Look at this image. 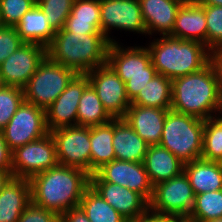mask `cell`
<instances>
[{
	"label": "cell",
	"mask_w": 222,
	"mask_h": 222,
	"mask_svg": "<svg viewBox=\"0 0 222 222\" xmlns=\"http://www.w3.org/2000/svg\"><path fill=\"white\" fill-rule=\"evenodd\" d=\"M48 133L45 110L25 101L2 130L4 140L11 151Z\"/></svg>",
	"instance_id": "9c48e42d"
},
{
	"label": "cell",
	"mask_w": 222,
	"mask_h": 222,
	"mask_svg": "<svg viewBox=\"0 0 222 222\" xmlns=\"http://www.w3.org/2000/svg\"><path fill=\"white\" fill-rule=\"evenodd\" d=\"M113 118L104 109L96 91L89 84L83 91L77 109V126L92 127L110 122Z\"/></svg>",
	"instance_id": "83f0119b"
},
{
	"label": "cell",
	"mask_w": 222,
	"mask_h": 222,
	"mask_svg": "<svg viewBox=\"0 0 222 222\" xmlns=\"http://www.w3.org/2000/svg\"><path fill=\"white\" fill-rule=\"evenodd\" d=\"M194 194L222 189V162L197 159L184 164Z\"/></svg>",
	"instance_id": "cb8c5ba5"
},
{
	"label": "cell",
	"mask_w": 222,
	"mask_h": 222,
	"mask_svg": "<svg viewBox=\"0 0 222 222\" xmlns=\"http://www.w3.org/2000/svg\"><path fill=\"white\" fill-rule=\"evenodd\" d=\"M63 28L67 32L79 33V35L103 34L101 32L100 19L67 17Z\"/></svg>",
	"instance_id": "8d00e7d4"
},
{
	"label": "cell",
	"mask_w": 222,
	"mask_h": 222,
	"mask_svg": "<svg viewBox=\"0 0 222 222\" xmlns=\"http://www.w3.org/2000/svg\"><path fill=\"white\" fill-rule=\"evenodd\" d=\"M30 203L29 179L12 177L0 191V222H17Z\"/></svg>",
	"instance_id": "44dd1931"
},
{
	"label": "cell",
	"mask_w": 222,
	"mask_h": 222,
	"mask_svg": "<svg viewBox=\"0 0 222 222\" xmlns=\"http://www.w3.org/2000/svg\"><path fill=\"white\" fill-rule=\"evenodd\" d=\"M79 206L86 213L90 222H129L91 186L85 190Z\"/></svg>",
	"instance_id": "f1b7e54d"
},
{
	"label": "cell",
	"mask_w": 222,
	"mask_h": 222,
	"mask_svg": "<svg viewBox=\"0 0 222 222\" xmlns=\"http://www.w3.org/2000/svg\"><path fill=\"white\" fill-rule=\"evenodd\" d=\"M222 217V189L196 194L190 222H208Z\"/></svg>",
	"instance_id": "f546056e"
},
{
	"label": "cell",
	"mask_w": 222,
	"mask_h": 222,
	"mask_svg": "<svg viewBox=\"0 0 222 222\" xmlns=\"http://www.w3.org/2000/svg\"><path fill=\"white\" fill-rule=\"evenodd\" d=\"M135 222H187L186 218L182 217H163L148 213Z\"/></svg>",
	"instance_id": "7bdbcfd3"
},
{
	"label": "cell",
	"mask_w": 222,
	"mask_h": 222,
	"mask_svg": "<svg viewBox=\"0 0 222 222\" xmlns=\"http://www.w3.org/2000/svg\"><path fill=\"white\" fill-rule=\"evenodd\" d=\"M213 62L219 77V90H222V48L211 52Z\"/></svg>",
	"instance_id": "ee69618b"
},
{
	"label": "cell",
	"mask_w": 222,
	"mask_h": 222,
	"mask_svg": "<svg viewBox=\"0 0 222 222\" xmlns=\"http://www.w3.org/2000/svg\"><path fill=\"white\" fill-rule=\"evenodd\" d=\"M123 47L119 42L110 43L107 63L124 83L130 80V76L157 74L147 47Z\"/></svg>",
	"instance_id": "2e32d148"
},
{
	"label": "cell",
	"mask_w": 222,
	"mask_h": 222,
	"mask_svg": "<svg viewBox=\"0 0 222 222\" xmlns=\"http://www.w3.org/2000/svg\"><path fill=\"white\" fill-rule=\"evenodd\" d=\"M7 86L4 77L2 76V74L0 73V89H3Z\"/></svg>",
	"instance_id": "681fc988"
},
{
	"label": "cell",
	"mask_w": 222,
	"mask_h": 222,
	"mask_svg": "<svg viewBox=\"0 0 222 222\" xmlns=\"http://www.w3.org/2000/svg\"><path fill=\"white\" fill-rule=\"evenodd\" d=\"M60 222H90L83 209L78 206L67 210L60 216Z\"/></svg>",
	"instance_id": "60d3db41"
},
{
	"label": "cell",
	"mask_w": 222,
	"mask_h": 222,
	"mask_svg": "<svg viewBox=\"0 0 222 222\" xmlns=\"http://www.w3.org/2000/svg\"><path fill=\"white\" fill-rule=\"evenodd\" d=\"M58 164L56 144L50 132L12 151L13 177L30 180Z\"/></svg>",
	"instance_id": "ba28073f"
},
{
	"label": "cell",
	"mask_w": 222,
	"mask_h": 222,
	"mask_svg": "<svg viewBox=\"0 0 222 222\" xmlns=\"http://www.w3.org/2000/svg\"><path fill=\"white\" fill-rule=\"evenodd\" d=\"M207 22V48L212 52L222 48V6L201 5Z\"/></svg>",
	"instance_id": "836d02e7"
},
{
	"label": "cell",
	"mask_w": 222,
	"mask_h": 222,
	"mask_svg": "<svg viewBox=\"0 0 222 222\" xmlns=\"http://www.w3.org/2000/svg\"><path fill=\"white\" fill-rule=\"evenodd\" d=\"M17 222H60V216L54 211L38 207L31 202L21 213Z\"/></svg>",
	"instance_id": "74e56055"
},
{
	"label": "cell",
	"mask_w": 222,
	"mask_h": 222,
	"mask_svg": "<svg viewBox=\"0 0 222 222\" xmlns=\"http://www.w3.org/2000/svg\"><path fill=\"white\" fill-rule=\"evenodd\" d=\"M68 17L100 19V0H75Z\"/></svg>",
	"instance_id": "f35d334b"
},
{
	"label": "cell",
	"mask_w": 222,
	"mask_h": 222,
	"mask_svg": "<svg viewBox=\"0 0 222 222\" xmlns=\"http://www.w3.org/2000/svg\"><path fill=\"white\" fill-rule=\"evenodd\" d=\"M0 169H12V151L6 144L0 131Z\"/></svg>",
	"instance_id": "b9f144b4"
},
{
	"label": "cell",
	"mask_w": 222,
	"mask_h": 222,
	"mask_svg": "<svg viewBox=\"0 0 222 222\" xmlns=\"http://www.w3.org/2000/svg\"><path fill=\"white\" fill-rule=\"evenodd\" d=\"M171 37L197 41L207 47V22L204 8L196 3L183 4L179 8Z\"/></svg>",
	"instance_id": "ffe728a7"
},
{
	"label": "cell",
	"mask_w": 222,
	"mask_h": 222,
	"mask_svg": "<svg viewBox=\"0 0 222 222\" xmlns=\"http://www.w3.org/2000/svg\"><path fill=\"white\" fill-rule=\"evenodd\" d=\"M148 35L169 36L181 3L175 0H138Z\"/></svg>",
	"instance_id": "d6986e66"
},
{
	"label": "cell",
	"mask_w": 222,
	"mask_h": 222,
	"mask_svg": "<svg viewBox=\"0 0 222 222\" xmlns=\"http://www.w3.org/2000/svg\"><path fill=\"white\" fill-rule=\"evenodd\" d=\"M154 76L155 75L130 76V80L125 83L126 93L129 100L132 101Z\"/></svg>",
	"instance_id": "ab89813d"
},
{
	"label": "cell",
	"mask_w": 222,
	"mask_h": 222,
	"mask_svg": "<svg viewBox=\"0 0 222 222\" xmlns=\"http://www.w3.org/2000/svg\"><path fill=\"white\" fill-rule=\"evenodd\" d=\"M114 136V118L103 125L90 127V175L102 165L116 159L112 140Z\"/></svg>",
	"instance_id": "484cf974"
},
{
	"label": "cell",
	"mask_w": 222,
	"mask_h": 222,
	"mask_svg": "<svg viewBox=\"0 0 222 222\" xmlns=\"http://www.w3.org/2000/svg\"><path fill=\"white\" fill-rule=\"evenodd\" d=\"M46 56V47L25 42L0 65L7 86L23 89Z\"/></svg>",
	"instance_id": "5bb4252c"
},
{
	"label": "cell",
	"mask_w": 222,
	"mask_h": 222,
	"mask_svg": "<svg viewBox=\"0 0 222 222\" xmlns=\"http://www.w3.org/2000/svg\"><path fill=\"white\" fill-rule=\"evenodd\" d=\"M89 85L86 74H77L67 88L45 109L48 131L77 126V109L84 89Z\"/></svg>",
	"instance_id": "9a60e30c"
},
{
	"label": "cell",
	"mask_w": 222,
	"mask_h": 222,
	"mask_svg": "<svg viewBox=\"0 0 222 222\" xmlns=\"http://www.w3.org/2000/svg\"><path fill=\"white\" fill-rule=\"evenodd\" d=\"M168 109L130 105L124 120L150 145L160 144Z\"/></svg>",
	"instance_id": "ac0fdd59"
},
{
	"label": "cell",
	"mask_w": 222,
	"mask_h": 222,
	"mask_svg": "<svg viewBox=\"0 0 222 222\" xmlns=\"http://www.w3.org/2000/svg\"><path fill=\"white\" fill-rule=\"evenodd\" d=\"M90 186L128 221L149 213V202L136 191L105 181H90Z\"/></svg>",
	"instance_id": "e0dca14e"
},
{
	"label": "cell",
	"mask_w": 222,
	"mask_h": 222,
	"mask_svg": "<svg viewBox=\"0 0 222 222\" xmlns=\"http://www.w3.org/2000/svg\"><path fill=\"white\" fill-rule=\"evenodd\" d=\"M175 1L181 3L182 5L183 4H193V3L197 2V0H175Z\"/></svg>",
	"instance_id": "c3c4849f"
},
{
	"label": "cell",
	"mask_w": 222,
	"mask_h": 222,
	"mask_svg": "<svg viewBox=\"0 0 222 222\" xmlns=\"http://www.w3.org/2000/svg\"><path fill=\"white\" fill-rule=\"evenodd\" d=\"M205 120L168 110L160 145L184 164L200 159L203 149Z\"/></svg>",
	"instance_id": "5b68a950"
},
{
	"label": "cell",
	"mask_w": 222,
	"mask_h": 222,
	"mask_svg": "<svg viewBox=\"0 0 222 222\" xmlns=\"http://www.w3.org/2000/svg\"><path fill=\"white\" fill-rule=\"evenodd\" d=\"M202 159L222 162V118L205 120Z\"/></svg>",
	"instance_id": "4dcf8cb0"
},
{
	"label": "cell",
	"mask_w": 222,
	"mask_h": 222,
	"mask_svg": "<svg viewBox=\"0 0 222 222\" xmlns=\"http://www.w3.org/2000/svg\"><path fill=\"white\" fill-rule=\"evenodd\" d=\"M29 181L31 202L61 216L80 205L85 190L90 186V174L80 168L58 164Z\"/></svg>",
	"instance_id": "6da1fadb"
},
{
	"label": "cell",
	"mask_w": 222,
	"mask_h": 222,
	"mask_svg": "<svg viewBox=\"0 0 222 222\" xmlns=\"http://www.w3.org/2000/svg\"><path fill=\"white\" fill-rule=\"evenodd\" d=\"M171 89L172 80L157 73L131 101V105L170 110L172 104Z\"/></svg>",
	"instance_id": "4316f807"
},
{
	"label": "cell",
	"mask_w": 222,
	"mask_h": 222,
	"mask_svg": "<svg viewBox=\"0 0 222 222\" xmlns=\"http://www.w3.org/2000/svg\"><path fill=\"white\" fill-rule=\"evenodd\" d=\"M24 43L15 27L0 25V65Z\"/></svg>",
	"instance_id": "d590c367"
},
{
	"label": "cell",
	"mask_w": 222,
	"mask_h": 222,
	"mask_svg": "<svg viewBox=\"0 0 222 222\" xmlns=\"http://www.w3.org/2000/svg\"><path fill=\"white\" fill-rule=\"evenodd\" d=\"M109 44L104 34L79 35L62 28L47 47V56L77 74H87L107 63Z\"/></svg>",
	"instance_id": "3957f363"
},
{
	"label": "cell",
	"mask_w": 222,
	"mask_h": 222,
	"mask_svg": "<svg viewBox=\"0 0 222 222\" xmlns=\"http://www.w3.org/2000/svg\"><path fill=\"white\" fill-rule=\"evenodd\" d=\"M60 165L80 168L90 174V127L70 126L50 131Z\"/></svg>",
	"instance_id": "30bf717a"
},
{
	"label": "cell",
	"mask_w": 222,
	"mask_h": 222,
	"mask_svg": "<svg viewBox=\"0 0 222 222\" xmlns=\"http://www.w3.org/2000/svg\"><path fill=\"white\" fill-rule=\"evenodd\" d=\"M195 194L188 176L180 175L153 187L149 213L163 217L188 218L194 208Z\"/></svg>",
	"instance_id": "52a82bcc"
},
{
	"label": "cell",
	"mask_w": 222,
	"mask_h": 222,
	"mask_svg": "<svg viewBox=\"0 0 222 222\" xmlns=\"http://www.w3.org/2000/svg\"><path fill=\"white\" fill-rule=\"evenodd\" d=\"M147 48L157 73L171 80L199 71L211 61V51L197 41L161 36Z\"/></svg>",
	"instance_id": "277c9868"
},
{
	"label": "cell",
	"mask_w": 222,
	"mask_h": 222,
	"mask_svg": "<svg viewBox=\"0 0 222 222\" xmlns=\"http://www.w3.org/2000/svg\"><path fill=\"white\" fill-rule=\"evenodd\" d=\"M208 222H222V217L208 221Z\"/></svg>",
	"instance_id": "f907efd6"
},
{
	"label": "cell",
	"mask_w": 222,
	"mask_h": 222,
	"mask_svg": "<svg viewBox=\"0 0 222 222\" xmlns=\"http://www.w3.org/2000/svg\"><path fill=\"white\" fill-rule=\"evenodd\" d=\"M171 93L172 110L202 120L216 117L220 90L213 62L210 61L199 71L173 79Z\"/></svg>",
	"instance_id": "7a4b0ae2"
},
{
	"label": "cell",
	"mask_w": 222,
	"mask_h": 222,
	"mask_svg": "<svg viewBox=\"0 0 222 222\" xmlns=\"http://www.w3.org/2000/svg\"><path fill=\"white\" fill-rule=\"evenodd\" d=\"M116 160L144 162L148 144L124 118H114V136L112 140Z\"/></svg>",
	"instance_id": "603a6c76"
},
{
	"label": "cell",
	"mask_w": 222,
	"mask_h": 222,
	"mask_svg": "<svg viewBox=\"0 0 222 222\" xmlns=\"http://www.w3.org/2000/svg\"><path fill=\"white\" fill-rule=\"evenodd\" d=\"M75 0H36V4L46 15L50 26L55 30L64 27L67 17L71 13Z\"/></svg>",
	"instance_id": "1f68e13d"
},
{
	"label": "cell",
	"mask_w": 222,
	"mask_h": 222,
	"mask_svg": "<svg viewBox=\"0 0 222 222\" xmlns=\"http://www.w3.org/2000/svg\"><path fill=\"white\" fill-rule=\"evenodd\" d=\"M76 75L46 56L23 88L25 102L47 109Z\"/></svg>",
	"instance_id": "8992f818"
},
{
	"label": "cell",
	"mask_w": 222,
	"mask_h": 222,
	"mask_svg": "<svg viewBox=\"0 0 222 222\" xmlns=\"http://www.w3.org/2000/svg\"><path fill=\"white\" fill-rule=\"evenodd\" d=\"M90 181L119 184L141 194L148 202L153 196V186L143 162L113 160L102 165L90 175Z\"/></svg>",
	"instance_id": "7c38bea8"
},
{
	"label": "cell",
	"mask_w": 222,
	"mask_h": 222,
	"mask_svg": "<svg viewBox=\"0 0 222 222\" xmlns=\"http://www.w3.org/2000/svg\"><path fill=\"white\" fill-rule=\"evenodd\" d=\"M218 113H219V115H218ZM216 117L222 118V90H220L219 109H218Z\"/></svg>",
	"instance_id": "7dc6e473"
},
{
	"label": "cell",
	"mask_w": 222,
	"mask_h": 222,
	"mask_svg": "<svg viewBox=\"0 0 222 222\" xmlns=\"http://www.w3.org/2000/svg\"><path fill=\"white\" fill-rule=\"evenodd\" d=\"M15 28L24 42L37 43L46 48L51 44L56 33L37 4L23 15Z\"/></svg>",
	"instance_id": "d4e9b609"
},
{
	"label": "cell",
	"mask_w": 222,
	"mask_h": 222,
	"mask_svg": "<svg viewBox=\"0 0 222 222\" xmlns=\"http://www.w3.org/2000/svg\"><path fill=\"white\" fill-rule=\"evenodd\" d=\"M12 177V169H0V191Z\"/></svg>",
	"instance_id": "f6af8a7d"
},
{
	"label": "cell",
	"mask_w": 222,
	"mask_h": 222,
	"mask_svg": "<svg viewBox=\"0 0 222 222\" xmlns=\"http://www.w3.org/2000/svg\"><path fill=\"white\" fill-rule=\"evenodd\" d=\"M143 163L153 187L184 171V163L160 144L148 146Z\"/></svg>",
	"instance_id": "7402d4cb"
},
{
	"label": "cell",
	"mask_w": 222,
	"mask_h": 222,
	"mask_svg": "<svg viewBox=\"0 0 222 222\" xmlns=\"http://www.w3.org/2000/svg\"><path fill=\"white\" fill-rule=\"evenodd\" d=\"M36 0H0V25L15 27Z\"/></svg>",
	"instance_id": "e575fe53"
},
{
	"label": "cell",
	"mask_w": 222,
	"mask_h": 222,
	"mask_svg": "<svg viewBox=\"0 0 222 222\" xmlns=\"http://www.w3.org/2000/svg\"><path fill=\"white\" fill-rule=\"evenodd\" d=\"M86 75L108 114L112 118H123L131 101L127 96L125 83L111 66L106 63Z\"/></svg>",
	"instance_id": "8fae6325"
},
{
	"label": "cell",
	"mask_w": 222,
	"mask_h": 222,
	"mask_svg": "<svg viewBox=\"0 0 222 222\" xmlns=\"http://www.w3.org/2000/svg\"><path fill=\"white\" fill-rule=\"evenodd\" d=\"M200 5H216L222 6V0H197Z\"/></svg>",
	"instance_id": "bcb514c9"
},
{
	"label": "cell",
	"mask_w": 222,
	"mask_h": 222,
	"mask_svg": "<svg viewBox=\"0 0 222 222\" xmlns=\"http://www.w3.org/2000/svg\"><path fill=\"white\" fill-rule=\"evenodd\" d=\"M100 25L110 43L117 42L108 34L113 28L147 34L138 0H100Z\"/></svg>",
	"instance_id": "4fadbf2b"
},
{
	"label": "cell",
	"mask_w": 222,
	"mask_h": 222,
	"mask_svg": "<svg viewBox=\"0 0 222 222\" xmlns=\"http://www.w3.org/2000/svg\"><path fill=\"white\" fill-rule=\"evenodd\" d=\"M24 101L23 89L11 86L0 89V131L5 128Z\"/></svg>",
	"instance_id": "d6a6232c"
}]
</instances>
